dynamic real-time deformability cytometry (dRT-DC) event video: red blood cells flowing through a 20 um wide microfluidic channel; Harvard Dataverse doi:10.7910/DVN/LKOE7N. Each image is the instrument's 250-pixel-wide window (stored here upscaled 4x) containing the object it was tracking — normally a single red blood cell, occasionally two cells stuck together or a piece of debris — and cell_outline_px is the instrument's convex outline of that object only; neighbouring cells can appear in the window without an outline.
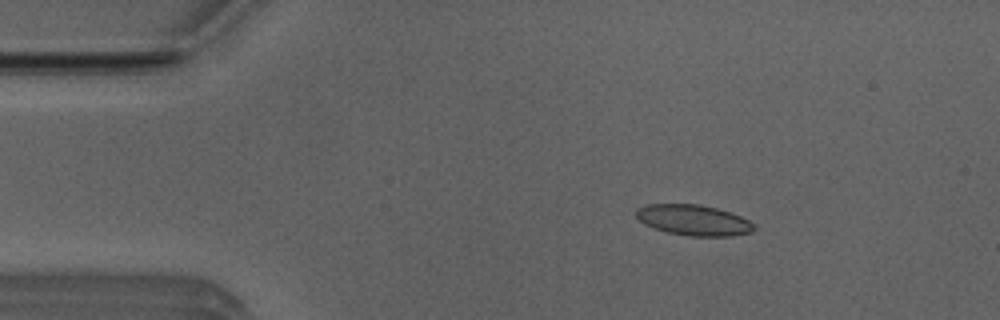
{"species": "Egyptian fruit bat (a non-hibernating species)", "species_latin": "Rousettus aegyptiacus", "temperature_condition": "room temperature", "stored_images_in_passage": 6, "camera_frame_rate_fps": 3000, "um_per_image_px": 0.085, "animal": {"sex": "male"}, "frame": {"image": 1, "passage_image": 3, "time_ms": 0.667, "image_size_px": [1000, 320], "cell_outline_px": [[756, 228], [752, 232], [732, 236], [688, 236], [668, 232], [644, 224], [636, 216], [636, 208], [648, 204], [696, 204], [716, 208], [740, 216], [756, 224]], "centroid_in_image_um": [58.97, 18.71], "position_along_channel_um": 26.0, "area_um2": 20.98}}
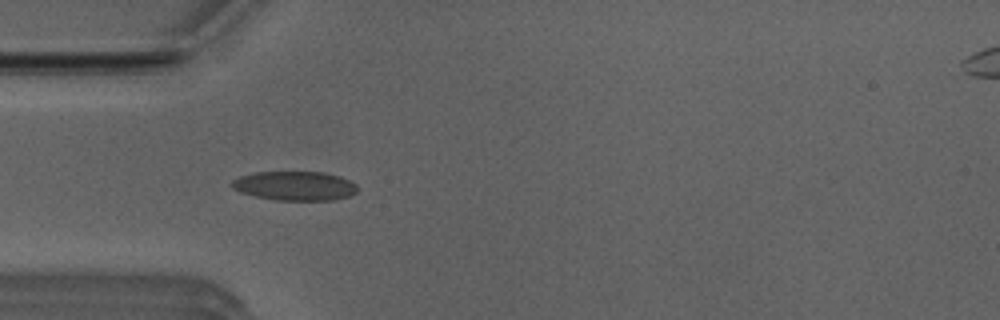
{"frame": {"image": 2, "passage_image": 5, "time_ms": 1.333, "image_size_px": [1000, 320], "cell_outline_px": [[360, 188], [356, 192], [348, 196], [336, 200], [276, 200], [256, 196], [240, 192], [232, 188], [228, 184], [232, 180], [240, 176], [256, 172], [324, 172], [340, 176], [356, 184]], "centroid_in_image_um": [25.06, 15.8], "position_along_channel_um": 59.9, "area_um2": 21.5}}